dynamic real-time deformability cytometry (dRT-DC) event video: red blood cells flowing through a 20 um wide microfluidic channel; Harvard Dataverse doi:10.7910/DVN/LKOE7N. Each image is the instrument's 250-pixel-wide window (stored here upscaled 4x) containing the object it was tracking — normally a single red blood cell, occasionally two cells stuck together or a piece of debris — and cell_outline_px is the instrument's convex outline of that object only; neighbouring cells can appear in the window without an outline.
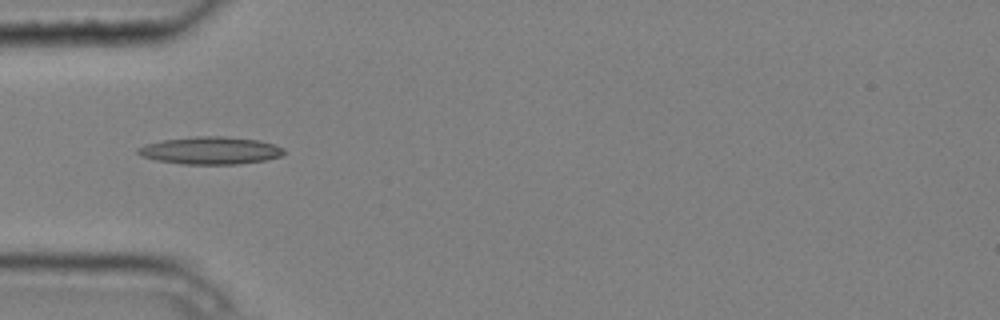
{"species": "common noctule bat (a hibernating species)", "species_latin": "Nyctalus noctula", "temperature_condition": "cold", "stored_images_in_passage": 5, "camera_frame_rate_fps": 3000, "um_per_image_px": 0.085, "animal": {"sex": "male", "body_mass_g": 20.4}, "frame": {"image": 1, "passage_image": 3, "time_ms": 0.667, "image_size_px": [1000, 320], "cell_outline_px": [[284, 152], [280, 156], [264, 160], [240, 164], [180, 164], [156, 160], [140, 156], [136, 152], [136, 148], [144, 144], [164, 140], [196, 136], [224, 136], [256, 140], [272, 144], [284, 148]], "centroid_in_image_um": [17.82, 12.8], "position_along_channel_um": 67.2, "area_um2": 23.35}}
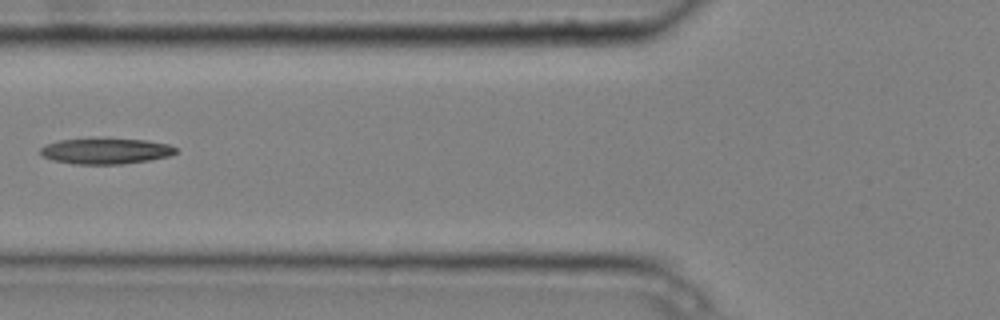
{"frame": {"image": 2, "passage_image": 4, "time_ms": 1.0, "image_size_px": [1000, 320], "cell_outline_px": [[176, 152], [168, 156], [148, 160], [124, 164], [72, 164], [52, 160], [44, 156], [40, 152], [40, 148], [48, 144], [60, 140], [88, 136], [92, 136], [148, 140], [168, 144], [176, 148]], "centroid_in_image_um": [8.95, 12.8], "position_along_channel_um": 116.8, "area_um2": 21.04}}
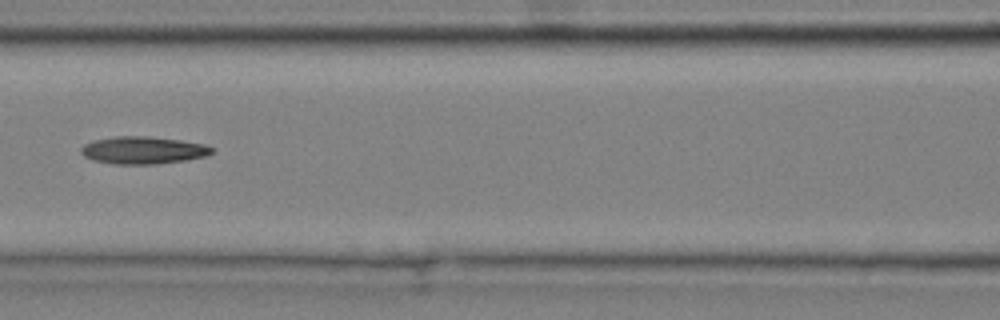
{"frame": {"image": 3, "passage_image": 5, "time_ms": 1.333, "image_size_px": [1000, 320], "cell_outline_px": [[212, 152], [208, 156], [188, 160], [156, 164], [116, 164], [92, 160], [84, 156], [80, 152], [80, 148], [84, 144], [92, 140], [116, 136], [148, 136], [180, 140], [204, 144], [212, 148]], "centroid_in_image_um": [12.15, 12.77], "position_along_channel_um": 154.5, "area_um2": 21.04}}